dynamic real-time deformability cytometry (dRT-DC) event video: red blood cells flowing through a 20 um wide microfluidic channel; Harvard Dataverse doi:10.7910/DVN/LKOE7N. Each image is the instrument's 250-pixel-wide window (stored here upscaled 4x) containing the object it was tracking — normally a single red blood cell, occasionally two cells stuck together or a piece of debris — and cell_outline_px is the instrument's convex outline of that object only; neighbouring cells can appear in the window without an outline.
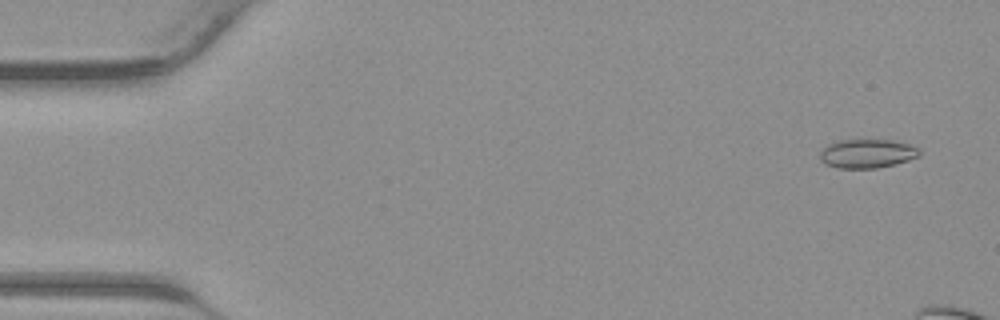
{"species": "common noctule bat (a hibernating species)", "species_latin": "Nyctalus noctula", "temperature_condition": "warm", "stored_images_in_passage": 9, "camera_frame_rate_fps": 3000, "um_per_image_px": 0.085, "animal": {"sex": "male", "body_mass_g": 23.1, "forearm_length_mm": 52.7}, "frame": {"image": 1, "passage_image": 3, "time_ms": 0.667, "image_size_px": [1000, 320], "cell_outline_px": [[920, 156], [908, 160], [876, 168], [840, 168], [828, 164], [820, 160], [820, 152], [828, 144], [840, 140], [892, 140], [912, 144], [920, 148]], "centroid_in_image_um": [73.75, 13.04], "position_along_channel_um": 11.3, "area_um2": 16.65}}